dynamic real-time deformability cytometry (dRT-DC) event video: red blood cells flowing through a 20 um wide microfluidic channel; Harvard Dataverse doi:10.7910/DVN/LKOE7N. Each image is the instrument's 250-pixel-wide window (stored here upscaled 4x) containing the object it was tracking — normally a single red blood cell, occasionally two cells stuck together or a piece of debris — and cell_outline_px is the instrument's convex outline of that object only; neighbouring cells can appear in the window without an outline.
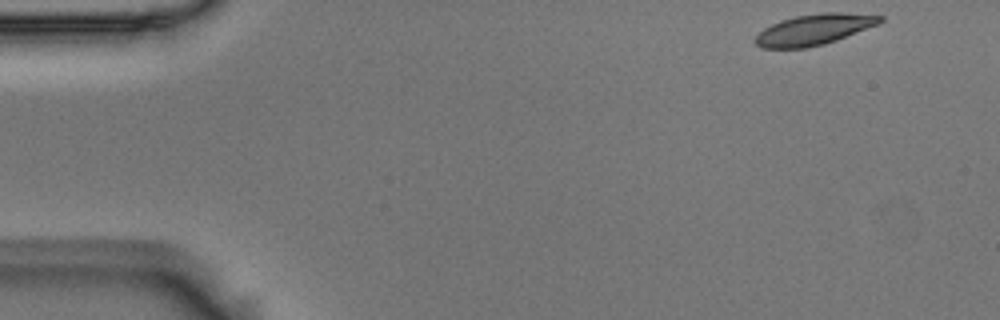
{"species": "Egyptian fruit bat (a non-hibernating species)", "species_latin": "Rousettus aegyptiacus", "temperature_condition": "room temperature", "stored_images_in_passage": 51, "camera_frame_rate_fps": 3000, "um_per_image_px": 0.085, "animal": {"sex": "male"}, "frame": {"image": 1, "passage_image": 1, "time_ms": 0.0, "image_size_px": [1000, 320], "cell_outline_px": [[884, 20], [880, 24], [836, 40], [824, 44], [808, 48], [760, 48], [752, 40], [764, 28], [780, 20], [796, 16], [824, 12], [844, 12], [884, 16]], "centroid_in_image_um": [69.21, 2.51], "position_along_channel_um": 15.8, "area_um2": 22.54}}
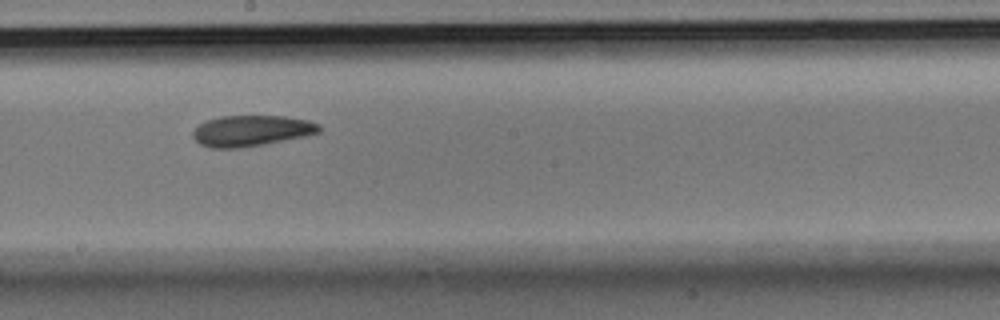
{"frame": {"image": 2, "passage_image": 27, "time_ms": 8.667, "image_size_px": [1000, 320], "cell_outline_px": [[320, 132], [304, 136], [260, 144], [236, 148], [212, 148], [200, 144], [192, 136], [192, 132], [200, 124], [208, 120], [220, 116], [284, 116], [308, 120], [320, 124]], "centroid_in_image_um": [21.36, 11.1], "position_along_channel_um": 226.8, "area_um2": 22.37}}
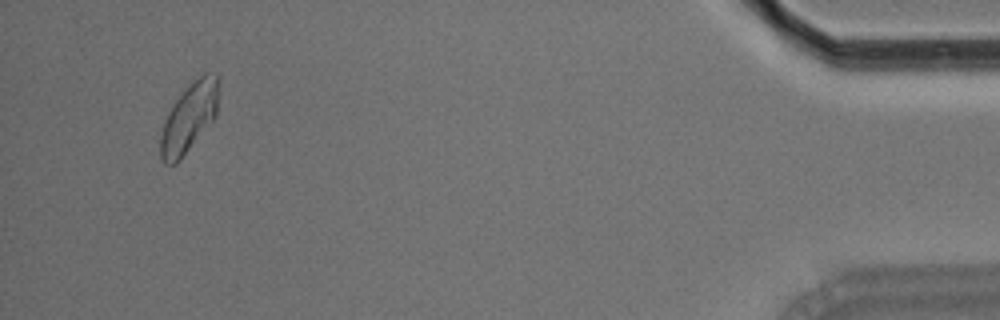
{"frame": {"image": 3, "passage_image": 49, "time_ms": 16.0, "image_size_px": [1000, 320], "cell_outline_px": [[220, 80], [216, 116], [180, 160], [176, 164], [164, 164], [160, 156], [160, 136], [164, 120], [172, 104], [188, 84], [204, 72], [216, 72]], "centroid_in_image_um": [16.08, 9.95], "position_along_channel_um": 419.1, "area_um2": 23.76}, "authors_computed_cell_mechanics": {"area_um2": 22.7154, "velocity_mm_per_s": 3.6347, "shape_relaxation_time_tau1_ms": 4.7298, "shape_relaxation_time_tau2_ms": 5.681, "deformation_change_tau1": 0.1231, "deformation_change_tau2": 0.0999}}